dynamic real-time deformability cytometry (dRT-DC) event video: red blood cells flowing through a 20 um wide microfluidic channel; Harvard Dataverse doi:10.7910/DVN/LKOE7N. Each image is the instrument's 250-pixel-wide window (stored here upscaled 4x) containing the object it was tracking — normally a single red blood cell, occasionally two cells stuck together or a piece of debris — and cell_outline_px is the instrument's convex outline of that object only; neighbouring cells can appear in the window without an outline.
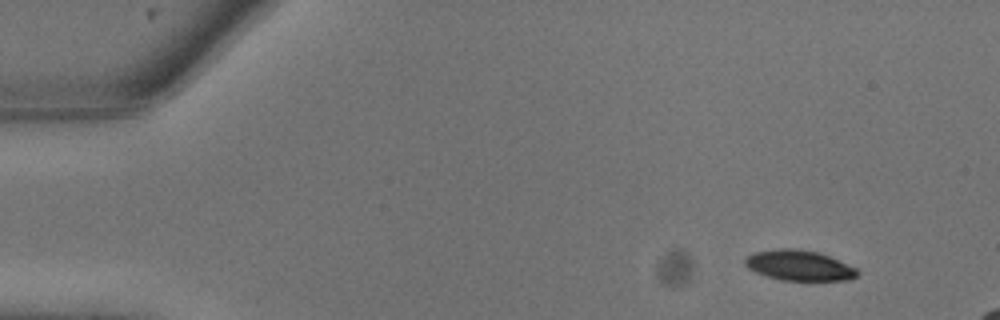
{"species": "common noctule bat (a hibernating species)", "species_latin": "Nyctalus noctula", "temperature_condition": "warm", "stored_images_in_passage": 6, "camera_frame_rate_fps": 3000, "um_per_image_px": 0.085, "animal": {"sex": "male", "body_mass_g": 13.3}, "frame": {"image": 1, "passage_image": 1, "time_ms": 0.0, "image_size_px": [1000, 320], "cell_outline_px": [[860, 272], [856, 276], [848, 280], [780, 280], [756, 272], [748, 268], [744, 264], [744, 260], [748, 256], [756, 252], [780, 248], [796, 248], [816, 252], [828, 256], [856, 268]], "centroid_in_image_um": [67.92, 22.56], "position_along_channel_um": 17.1, "area_um2": 19.59}}